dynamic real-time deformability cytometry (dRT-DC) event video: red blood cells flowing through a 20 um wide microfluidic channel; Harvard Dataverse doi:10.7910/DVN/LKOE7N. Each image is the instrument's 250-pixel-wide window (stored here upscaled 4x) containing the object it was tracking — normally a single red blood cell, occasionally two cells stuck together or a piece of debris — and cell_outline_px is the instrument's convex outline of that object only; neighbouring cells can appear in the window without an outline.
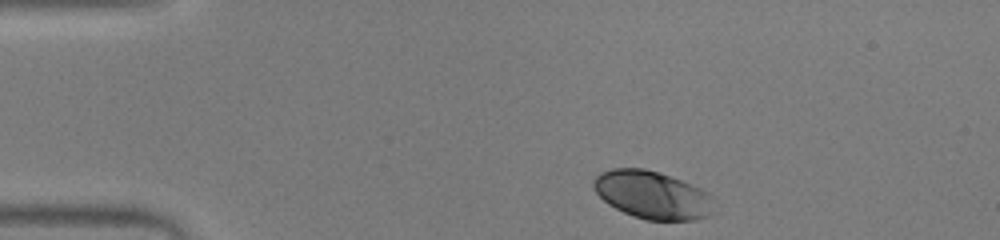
{"species": "human", "species_latin": "Homo sapiens", "temperature_condition": "warm", "stored_images_in_passage": 44, "camera_frame_rate_fps": 3000, "um_per_image_px": 0.085, "donor": {"sex": "male"}, "frame": {"image": 1, "passage_image": 1, "time_ms": 0.0, "image_size_px": [1000, 240], "cell_outline_px": [[716, 212], [708, 216], [696, 220], [644, 220], [632, 216], [608, 204], [596, 192], [592, 184], [592, 180], [600, 172], [612, 168], [644, 168], [660, 172], [692, 184], [708, 192], [712, 196]], "centroid_in_image_um": [55.49, 16.57], "position_along_channel_um": 29.5, "area_um2": 34.04}}
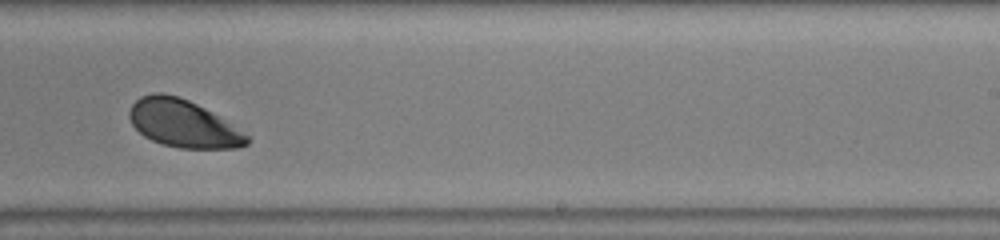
{"frame": {"image": 2, "passage_image": 25, "time_ms": 8.0, "image_size_px": [1000, 240], "cell_outline_px": [[248, 144], [236, 148], [180, 148], [164, 144], [152, 140], [144, 136], [132, 124], [128, 116], [128, 112], [132, 104], [140, 96], [152, 92], [164, 92], [180, 96], [212, 112], [248, 136]], "centroid_in_image_um": [15.51, 10.48], "position_along_channel_um": 273.5, "area_um2": 32.25}}
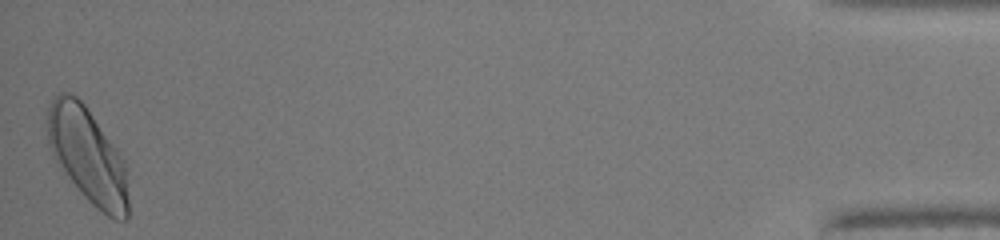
{"frame": {"image": 3, "passage_image": 44, "time_ms": 14.333, "image_size_px": [1000, 240], "cell_outline_px": [[128, 220], [116, 220], [108, 216], [96, 208], [84, 196], [52, 156], [48, 144], [48, 108], [52, 100], [60, 92], [68, 92], [76, 96], [84, 104], [116, 148], [124, 160], [128, 200]], "centroid_in_image_um": [7.45, 13.23], "position_along_channel_um": 427.8, "area_um2": 44.27}, "authors_computed_cell_mechanics": {"area_um2": 34.3621, "velocity_mm_per_s": 3.887, "shape_relaxation_time_tau1_ms": 1.2669, "shape_relaxation_time_tau2_ms": null, "deformation_change_tau1": 0.1053, "deformation_change_tau2": null}}